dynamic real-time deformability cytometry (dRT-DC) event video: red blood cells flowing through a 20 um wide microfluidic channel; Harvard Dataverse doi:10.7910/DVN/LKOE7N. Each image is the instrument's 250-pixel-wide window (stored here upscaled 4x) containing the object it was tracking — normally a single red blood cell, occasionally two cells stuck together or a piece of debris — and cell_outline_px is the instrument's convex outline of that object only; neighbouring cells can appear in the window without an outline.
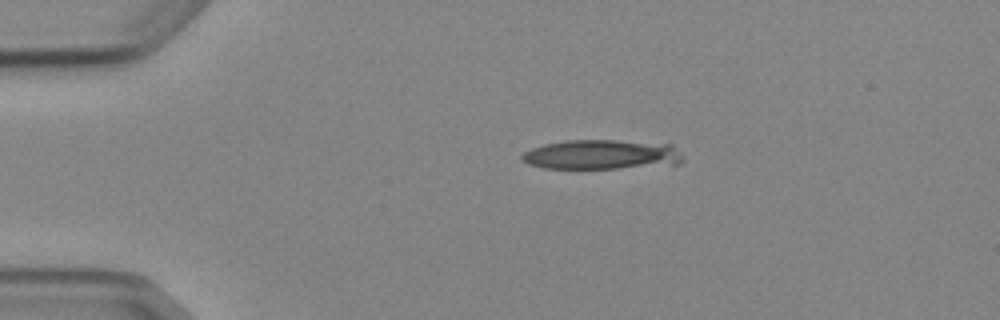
{"species": "Egyptian fruit bat (a non-hibernating species)", "species_latin": "Rousettus aegyptiacus", "temperature_condition": "cold", "stored_images_in_passage": 3, "camera_frame_rate_fps": 3000, "um_per_image_px": 0.085, "animal": {"sex": "female"}, "frame": {"image": 1, "passage_image": 1, "time_ms": 0.0, "image_size_px": [1000, 320], "cell_outline_px": [[684, 160], [680, 164], [616, 168], [544, 168], [528, 164], [520, 160], [520, 156], [524, 152], [532, 148], [544, 144], [564, 140], [616, 140], [672, 144], [684, 156]], "centroid_in_image_um": [51.15, 13.13], "position_along_channel_um": 33.9, "area_um2": 28.03}}